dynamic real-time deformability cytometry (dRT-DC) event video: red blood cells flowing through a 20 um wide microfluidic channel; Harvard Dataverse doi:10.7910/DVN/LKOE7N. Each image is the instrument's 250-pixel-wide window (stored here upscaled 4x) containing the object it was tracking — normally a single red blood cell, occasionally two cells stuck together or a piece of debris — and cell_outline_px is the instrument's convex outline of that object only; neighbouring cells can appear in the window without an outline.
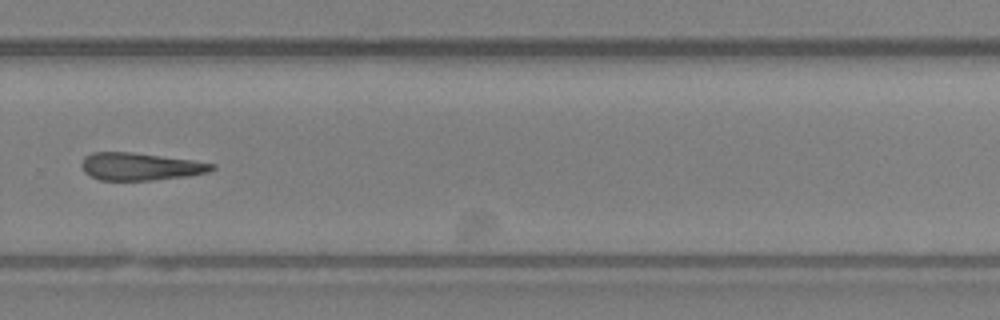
{"species": "Egyptian fruit bat (a non-hibernating species)", "species_latin": "Rousettus aegyptiacus", "temperature_condition": "room temperature", "stored_images_in_passage": 41, "camera_frame_rate_fps": 3000, "um_per_image_px": 0.085, "animal": {"sex": "female"}, "frame": {"image": 1, "passage_image": 30, "time_ms": 9.667, "image_size_px": [1000, 320], "cell_outline_px": [[216, 168], [208, 172], [188, 176], [152, 180], [100, 180], [84, 172], [80, 164], [84, 156], [92, 152], [132, 152], [192, 160], [216, 164]], "centroid_in_image_um": [11.92, 14.15], "position_along_channel_um": 317.9, "area_um2": 20.92}}